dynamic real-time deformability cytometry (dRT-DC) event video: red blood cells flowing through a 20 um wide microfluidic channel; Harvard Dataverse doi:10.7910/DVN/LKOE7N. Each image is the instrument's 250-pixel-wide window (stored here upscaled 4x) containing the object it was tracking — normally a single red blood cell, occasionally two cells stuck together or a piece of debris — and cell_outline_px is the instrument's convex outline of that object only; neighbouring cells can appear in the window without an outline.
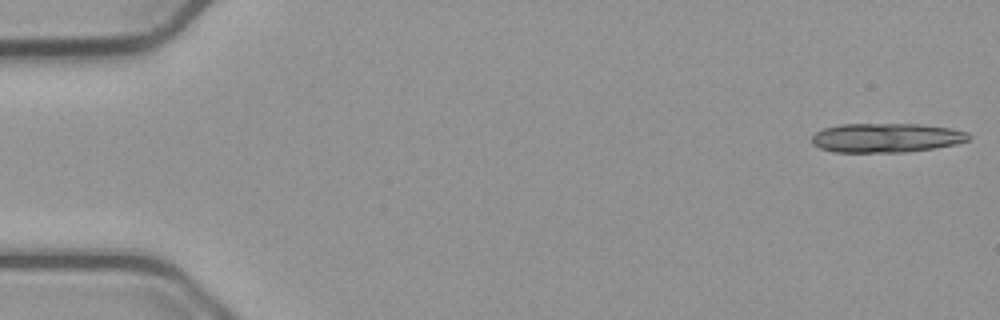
{"species": "common noctule bat (a hibernating species)", "species_latin": "Nyctalus noctula", "temperature_condition": "cold", "stored_images_in_passage": 11, "camera_frame_rate_fps": 3000, "um_per_image_px": 0.085, "animal": {"sex": "male", "body_mass_g": 23.1, "forearm_length_mm": 52.7}, "frame": {"image": 1, "passage_image": 1, "time_ms": 0.0, "image_size_px": [1000, 320], "cell_outline_px": [[972, 136], [968, 140], [956, 144], [936, 148], [904, 152], [832, 152], [820, 148], [812, 144], [812, 136], [816, 132], [824, 128], [840, 124], [920, 124], [948, 128], [968, 132]], "centroid_in_image_um": [75.33, 11.71], "position_along_channel_um": 9.7, "area_um2": 26.82}}